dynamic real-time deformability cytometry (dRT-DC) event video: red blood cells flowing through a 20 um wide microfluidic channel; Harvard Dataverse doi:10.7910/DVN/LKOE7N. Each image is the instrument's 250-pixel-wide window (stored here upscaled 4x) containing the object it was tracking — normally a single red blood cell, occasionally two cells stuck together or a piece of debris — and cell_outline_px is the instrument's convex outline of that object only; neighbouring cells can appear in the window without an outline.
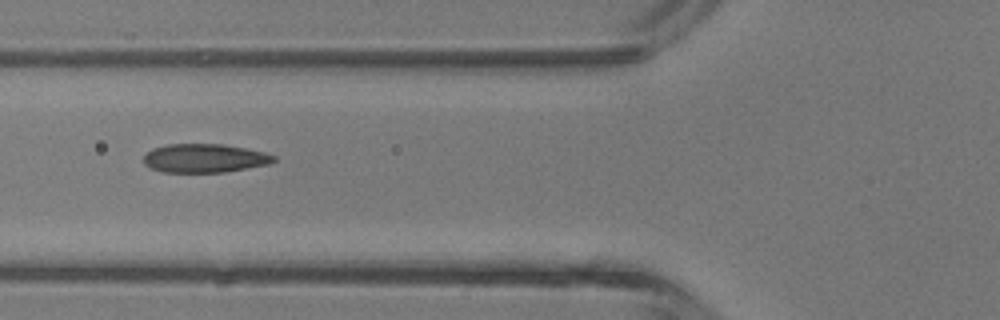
{"species": "common noctule bat (a hibernating species)", "species_latin": "Nyctalus noctula", "temperature_condition": "room temperature", "stored_images_in_passage": 5, "camera_frame_rate_fps": 3000, "um_per_image_px": 0.085, "animal": {"sex": "male", "body_mass_g": 13.3}, "frame": {"image": 1, "passage_image": 5, "time_ms": 5.333, "image_size_px": [1000, 320], "cell_outline_px": [[276, 160], [268, 164], [224, 172], [164, 172], [152, 168], [144, 164], [144, 156], [152, 148], [168, 144], [224, 144], [268, 152], [276, 156]], "centroid_in_image_um": [17.42, 13.44], "position_along_channel_um": 108.4, "area_um2": 21.79}}